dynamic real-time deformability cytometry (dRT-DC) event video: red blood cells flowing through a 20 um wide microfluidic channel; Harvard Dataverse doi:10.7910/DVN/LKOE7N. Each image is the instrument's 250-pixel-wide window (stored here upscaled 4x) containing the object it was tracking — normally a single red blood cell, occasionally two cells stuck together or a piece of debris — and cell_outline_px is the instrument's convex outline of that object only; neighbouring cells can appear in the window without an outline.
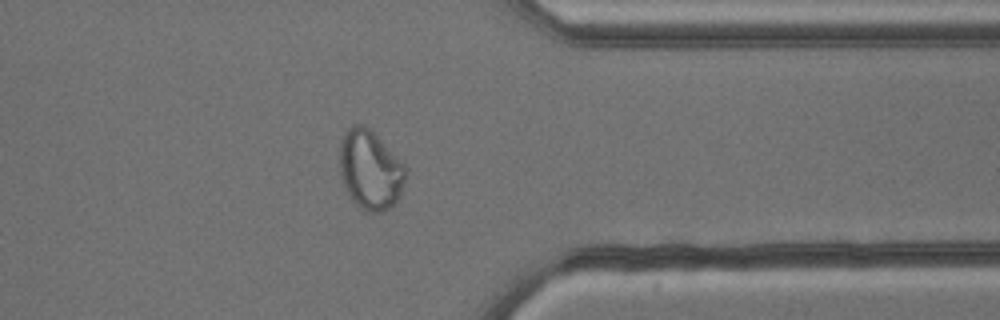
{"species": "common noctule bat (a hibernating species)", "species_latin": "Nyctalus noctula", "temperature_condition": "cold", "stored_images_in_passage": 40, "camera_frame_rate_fps": 3000, "um_per_image_px": 0.085, "animal": {"sex": "male", "body_mass_g": 13.3}, "frame": {"image": 1, "passage_image": 29, "time_ms": 9.333, "image_size_px": [1000, 320], "cell_outline_px": [[408, 168], [400, 192], [396, 200], [388, 208], [380, 212], [364, 212], [352, 200], [344, 184], [340, 172], [340, 144], [348, 128], [352, 124], [360, 124], [368, 128]], "centroid_in_image_um": [31.46, 14.45], "position_along_channel_um": 379.9, "area_um2": 29.88}}
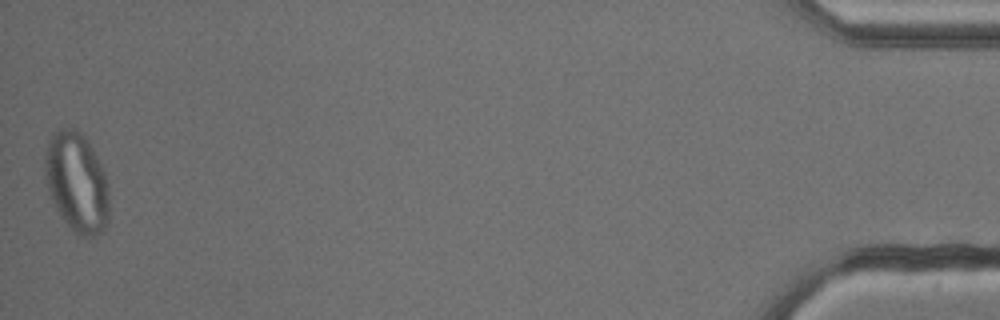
{"frame": {"image": 2, "passage_image": 40, "time_ms": 13.0, "image_size_px": [1000, 320], "cell_outline_px": [[108, 220], [104, 228], [100, 232], [92, 236], [80, 236], [60, 216], [52, 200], [48, 188], [44, 168], [44, 156], [48, 140], [52, 132], [60, 128], [72, 128], [80, 132], [84, 136], [92, 148], [104, 172], [108, 192]], "centroid_in_image_um": [6.5, 15.46], "position_along_channel_um": 428.7, "area_um2": 36.99}, "authors_computed_cell_mechanics": {"area_um2": 29.3913, "velocity_mm_per_s": 3.8001, "shape_relaxation_time_tau1_ms": null, "shape_relaxation_time_tau2_ms": 1.1349, "deformation_change_tau1": null, "deformation_change_tau2": 0.0526}}